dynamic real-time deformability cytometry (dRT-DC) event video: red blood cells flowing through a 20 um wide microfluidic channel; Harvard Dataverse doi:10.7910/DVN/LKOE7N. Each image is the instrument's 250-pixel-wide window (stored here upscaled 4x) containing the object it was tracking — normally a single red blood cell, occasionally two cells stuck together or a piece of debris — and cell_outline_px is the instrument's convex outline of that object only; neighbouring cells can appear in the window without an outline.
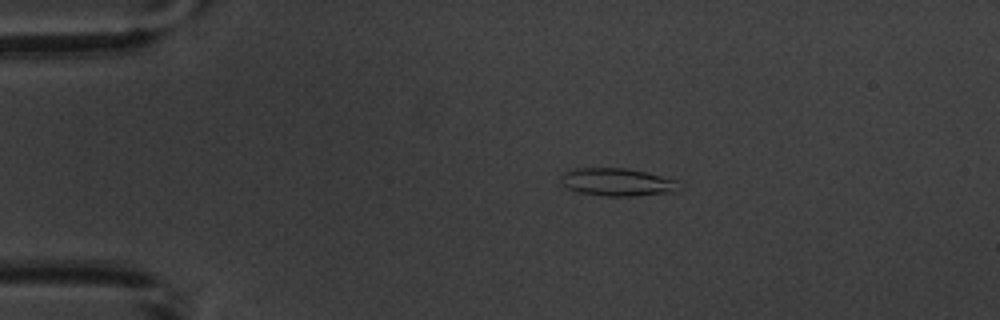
{"species": "common noctule bat (a hibernating species)", "species_latin": "Nyctalus noctula", "temperature_condition": "warm", "stored_images_in_passage": 4, "camera_frame_rate_fps": 3000, "um_per_image_px": 0.085, "animal": {"sex": "male", "body_mass_g": 20.1, "forearm_length_mm": 53.5}, "frame": {"image": 1, "passage_image": 2, "time_ms": 1.333, "image_size_px": [1000, 320], "cell_outline_px": [[680, 180], [676, 192], [636, 196], [604, 196], [580, 192], [568, 188], [560, 184], [560, 176], [564, 172], [576, 168], [624, 168], [644, 172]], "centroid_in_image_um": [52.47, 15.48], "position_along_channel_um": 32.5, "area_um2": 19.25}}